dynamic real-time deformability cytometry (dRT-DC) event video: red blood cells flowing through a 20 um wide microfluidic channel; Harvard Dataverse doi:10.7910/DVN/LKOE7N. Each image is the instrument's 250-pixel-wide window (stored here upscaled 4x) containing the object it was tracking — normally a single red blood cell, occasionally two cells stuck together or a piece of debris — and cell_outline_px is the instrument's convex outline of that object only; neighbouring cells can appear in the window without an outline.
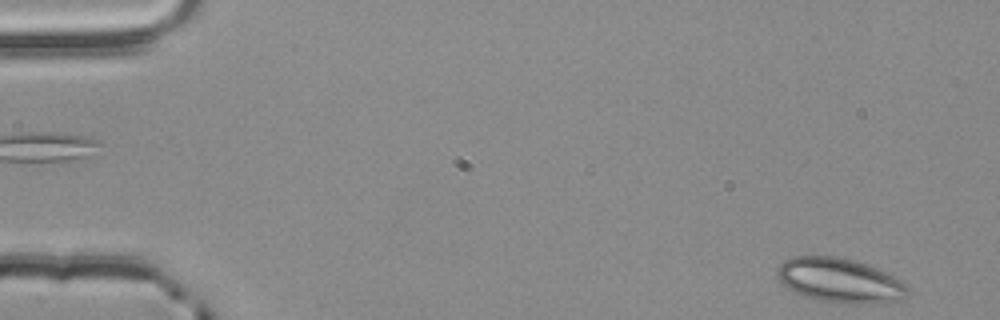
{"species": "common noctule bat (a hibernating species)", "species_latin": "Nyctalus noctula", "temperature_condition": "room temperature", "stored_images_in_passage": 4, "camera_frame_rate_fps": 3000, "um_per_image_px": 0.085, "animal": {"sex": "male", "body_mass_g": 20.4}, "frame": {"image": 1, "passage_image": 4, "time_ms": 1.0, "image_size_px": [1000, 320], "cell_outline_px": [[908, 296], [900, 300], [872, 304], [852, 304], [820, 300], [796, 292], [788, 288], [776, 276], [776, 268], [784, 260], [792, 256], [836, 256], [852, 260], [876, 268], [900, 280], [908, 288]], "centroid_in_image_um": [71.37, 23.84], "position_along_channel_um": 13.6, "area_um2": 33.52}}